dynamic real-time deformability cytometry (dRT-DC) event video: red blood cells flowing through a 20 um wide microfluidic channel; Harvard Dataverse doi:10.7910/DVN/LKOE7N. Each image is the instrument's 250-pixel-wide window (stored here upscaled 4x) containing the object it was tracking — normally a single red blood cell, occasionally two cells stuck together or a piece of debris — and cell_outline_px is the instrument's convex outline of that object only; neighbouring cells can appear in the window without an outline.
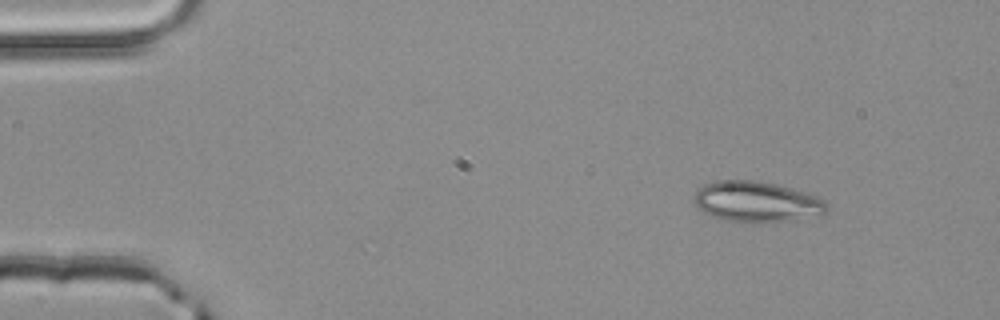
{"species": "common noctule bat (a hibernating species)", "species_latin": "Nyctalus noctula", "temperature_condition": "room temperature", "stored_images_in_passage": 46, "camera_frame_rate_fps": 3000, "um_per_image_px": 0.085, "animal": {"sex": "male", "body_mass_g": 20.4}, "frame": {"image": 1, "passage_image": 6, "time_ms": 1.667, "image_size_px": [1000, 320], "cell_outline_px": [[828, 208], [824, 212], [796, 220], [764, 224], [752, 224], [724, 220], [712, 216], [696, 208], [692, 204], [692, 196], [704, 184], [716, 180], [756, 180], [776, 184], [824, 200], [828, 204]], "centroid_in_image_um": [64.21, 17.18], "position_along_channel_um": 20.8, "area_um2": 31.79}}
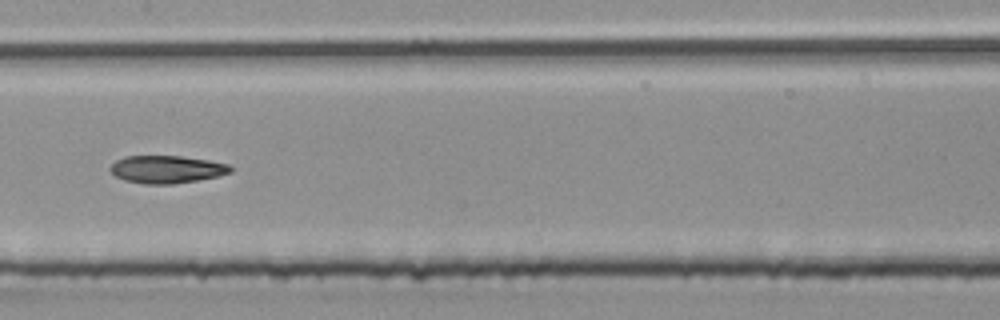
{"frame": {"image": 2, "passage_image": 26, "time_ms": 8.333, "image_size_px": [1000, 320], "cell_outline_px": [[232, 172], [220, 176], [172, 184], [144, 184], [124, 180], [116, 176], [108, 168], [116, 160], [124, 156], [180, 156], [208, 160], [228, 164], [232, 168]], "centroid_in_image_um": [14.16, 14.39], "position_along_channel_um": 193.2, "area_um2": 19.36}}
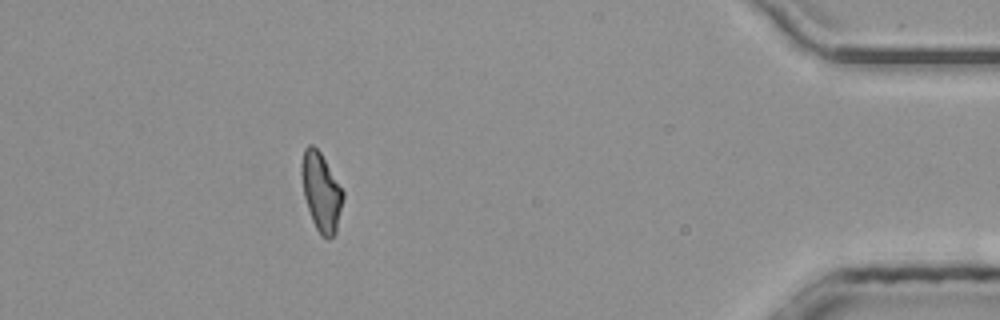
{"frame": {"image": 3, "passage_image": 46, "time_ms": 15.0, "image_size_px": [1000, 320], "cell_outline_px": [[344, 196], [336, 232], [328, 240], [320, 236], [312, 220], [304, 196], [300, 172], [300, 168], [304, 148], [308, 144], [312, 144], [320, 152], [344, 192]], "centroid_in_image_um": [27.28, 16.32], "position_along_channel_um": 407.9, "area_um2": 18.96}, "authors_computed_cell_mechanics": {"area_um2": 19.8832, "velocity_mm_per_s": 4.0573, "shape_relaxation_time_tau1_ms": null, "shape_relaxation_time_tau2_ms": 5.1114, "deformation_change_tau1": null, "deformation_change_tau2": 0.1221}}